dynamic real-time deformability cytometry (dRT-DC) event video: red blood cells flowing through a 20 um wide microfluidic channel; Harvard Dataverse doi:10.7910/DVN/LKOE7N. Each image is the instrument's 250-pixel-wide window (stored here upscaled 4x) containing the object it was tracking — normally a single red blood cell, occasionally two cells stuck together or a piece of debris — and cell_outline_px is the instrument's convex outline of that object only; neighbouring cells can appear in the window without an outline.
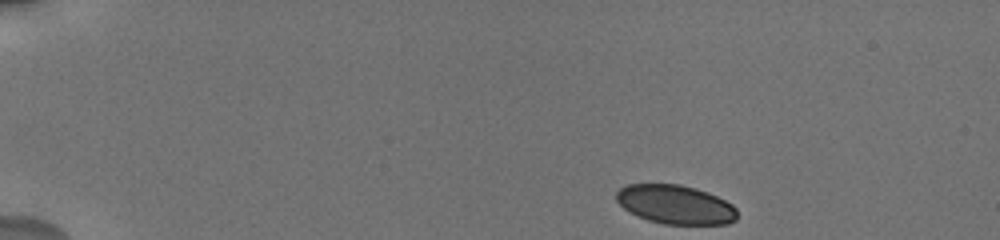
{"species": "human", "species_latin": "Homo sapiens", "temperature_condition": "cold", "stored_images_in_passage": 18, "camera_frame_rate_fps": 3000, "um_per_image_px": 0.085, "donor": {"sex": "male"}, "frame": {"image": 1, "passage_image": 1, "time_ms": 0.0, "image_size_px": [1000, 240], "cell_outline_px": [[736, 220], [728, 224], [664, 224], [648, 220], [624, 208], [616, 200], [616, 192], [620, 188], [628, 184], [680, 184], [696, 188], [708, 192], [732, 204], [736, 208]], "centroid_in_image_um": [57.42, 17.38], "position_along_channel_um": 27.6, "area_um2": 27.34}}
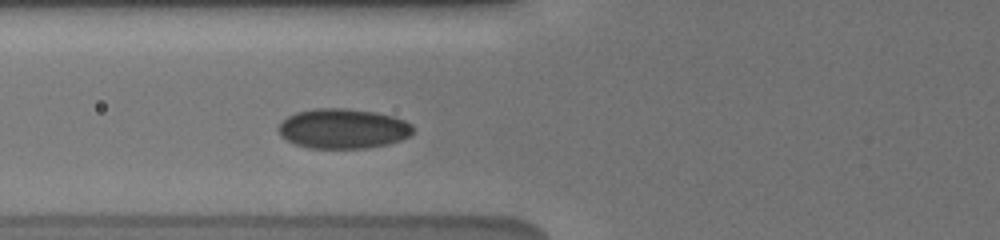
{"frame": {"image": 2, "passage_image": 10, "time_ms": 4.667, "image_size_px": [1000, 240], "cell_outline_px": [[412, 136], [388, 144], [368, 148], [308, 148], [296, 144], [280, 136], [276, 128], [288, 116], [296, 112], [312, 108], [344, 108], [376, 112], [392, 116], [404, 120], [412, 124]], "centroid_in_image_um": [29.15, 10.93], "position_along_channel_um": 96.6, "area_um2": 31.44}}
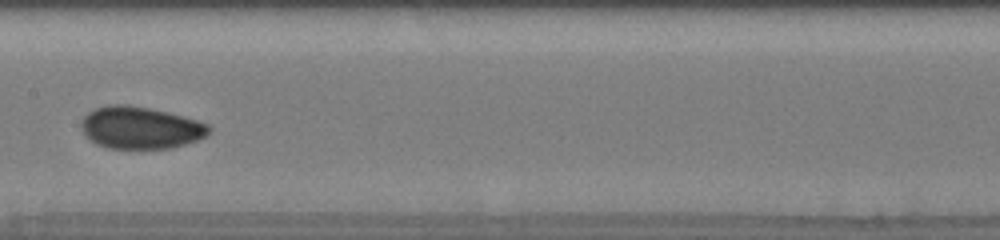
{"frame": {"image": 3, "passage_image": 16, "time_ms": 7.333, "image_size_px": [1000, 240], "cell_outline_px": [[212, 128], [204, 136], [196, 140], [172, 148], [108, 148], [96, 144], [80, 128], [80, 124], [84, 116], [88, 112], [96, 108], [108, 104], [128, 104], [168, 112], [184, 116], [208, 124]], "centroid_in_image_um": [11.92, 10.84], "position_along_channel_um": 195.5, "area_um2": 31.21}}